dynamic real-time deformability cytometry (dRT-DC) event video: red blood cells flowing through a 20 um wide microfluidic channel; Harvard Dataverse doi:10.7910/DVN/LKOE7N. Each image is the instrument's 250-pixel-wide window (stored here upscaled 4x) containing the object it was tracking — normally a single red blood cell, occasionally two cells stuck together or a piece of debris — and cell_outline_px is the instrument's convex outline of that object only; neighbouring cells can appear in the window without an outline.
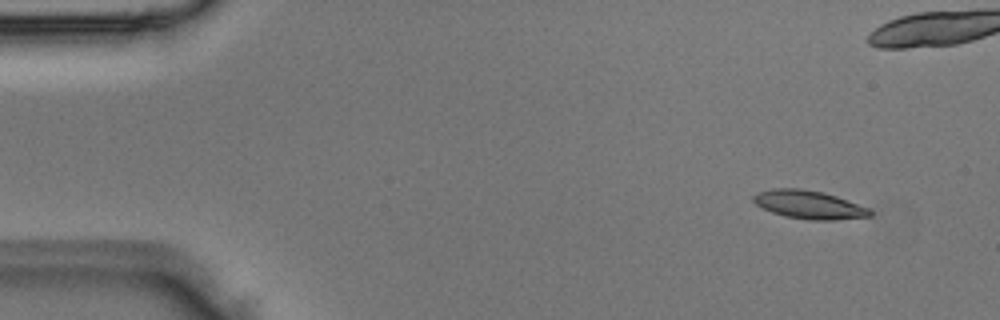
{"species": "Egyptian fruit bat (a non-hibernating species)", "species_latin": "Rousettus aegyptiacus", "temperature_condition": "room temperature", "stored_images_in_passage": 6, "camera_frame_rate_fps": 3000, "um_per_image_px": 0.085, "animal": {"sex": "male"}, "frame": {"image": 1, "passage_image": 2, "time_ms": 0.333, "image_size_px": [1000, 320], "cell_outline_px": [[872, 216], [836, 220], [808, 220], [784, 216], [772, 212], [756, 204], [752, 200], [752, 196], [756, 192], [772, 188], [800, 188], [824, 192], [836, 196], [868, 208], [872, 212]], "centroid_in_image_um": [68.73, 17.39], "position_along_channel_um": 16.3, "area_um2": 19.31}}